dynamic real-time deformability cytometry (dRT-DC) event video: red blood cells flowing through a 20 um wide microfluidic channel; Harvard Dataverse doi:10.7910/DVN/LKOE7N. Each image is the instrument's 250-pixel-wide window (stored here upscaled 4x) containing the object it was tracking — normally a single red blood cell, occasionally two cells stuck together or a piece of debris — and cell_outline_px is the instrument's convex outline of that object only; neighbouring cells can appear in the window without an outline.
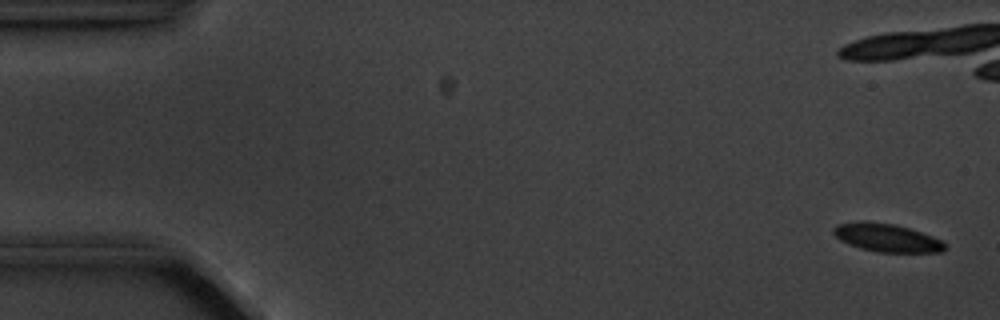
{"species": "common noctule bat (a hibernating species)", "species_latin": "Nyctalus noctula", "temperature_condition": "cold", "stored_images_in_passage": 6, "camera_frame_rate_fps": 3000, "um_per_image_px": 0.085, "animal": {"sex": "male", "body_mass_g": 20.1, "forearm_length_mm": 53.5}, "frame": {"image": 1, "passage_image": 1, "time_ms": 0.0, "image_size_px": [1000, 320], "cell_outline_px": [[944, 248], [940, 252], [876, 252], [860, 248], [848, 244], [840, 240], [832, 232], [832, 228], [836, 224], [860, 220], [864, 220], [896, 224], [932, 236], [940, 240], [944, 244]], "centroid_in_image_um": [75.29, 20.19], "position_along_channel_um": 9.7, "area_um2": 18.32}}